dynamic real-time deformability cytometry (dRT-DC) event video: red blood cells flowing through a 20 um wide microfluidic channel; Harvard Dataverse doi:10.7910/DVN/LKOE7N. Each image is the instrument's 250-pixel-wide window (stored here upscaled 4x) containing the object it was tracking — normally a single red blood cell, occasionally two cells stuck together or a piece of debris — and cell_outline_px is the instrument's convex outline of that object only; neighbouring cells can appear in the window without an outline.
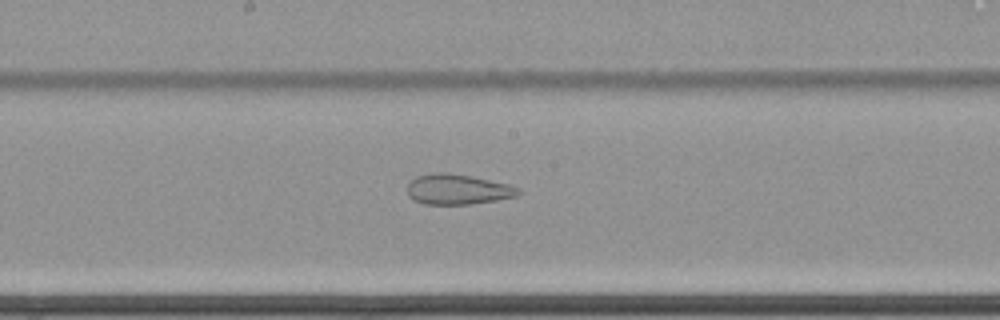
{"species": "common noctule bat (a hibernating species)", "species_latin": "Nyctalus noctula", "temperature_condition": "cold", "stored_images_in_passage": 52, "camera_frame_rate_fps": 3000, "um_per_image_px": 0.085, "animal": {"sex": "female", "body_mass_g": 22.7, "forearm_length_mm": 54.2}, "frame": {"image": 1, "passage_image": 25, "time_ms": 8.0, "image_size_px": [1000, 320], "cell_outline_px": [[520, 192], [516, 196], [496, 200], [472, 204], [424, 204], [412, 200], [408, 196], [408, 184], [416, 176], [436, 172], [448, 172], [472, 176], [508, 184], [520, 188]], "centroid_in_image_um": [38.88, 16.09], "position_along_channel_um": 209.3, "area_um2": 19.65}}
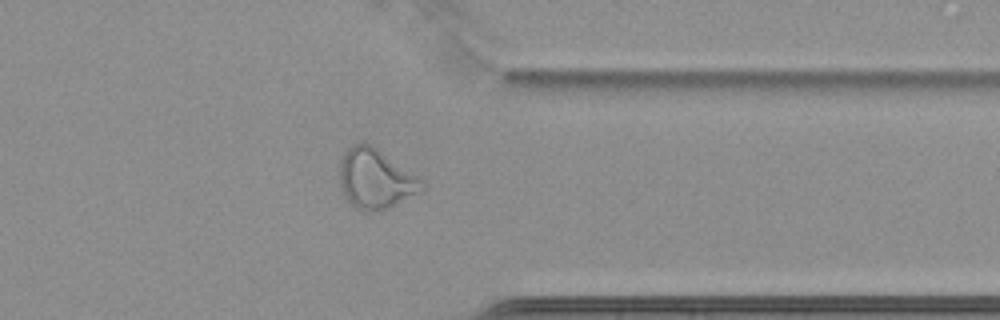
{"frame": {"image": 2, "passage_image": 40, "time_ms": 13.0, "image_size_px": [1000, 320], "cell_outline_px": [[424, 188], [420, 192], [380, 212], [368, 212], [356, 208], [344, 196], [340, 184], [340, 160], [344, 152], [352, 144], [368, 144], [376, 148], [416, 176], [420, 180]], "centroid_in_image_um": [31.87, 15.24], "position_along_channel_um": 379.5, "area_um2": 28.03}}
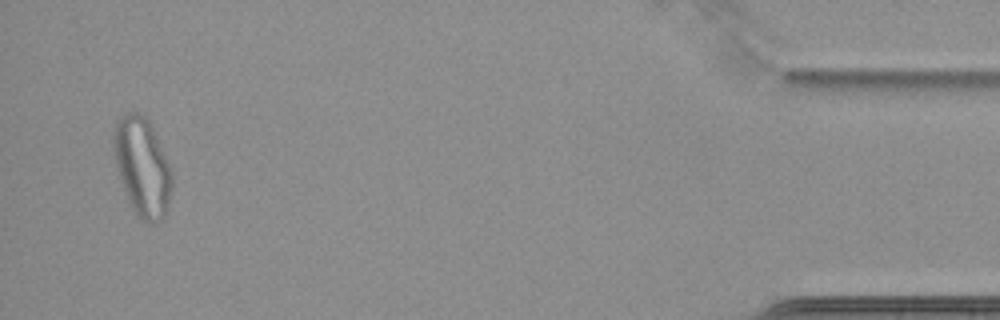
{"frame": {"image": 3, "passage_image": 50, "time_ms": 16.333, "image_size_px": [1000, 320], "cell_outline_px": [[172, 188], [164, 216], [160, 220], [148, 224], [140, 220], [136, 216], [128, 204], [116, 164], [112, 140], [112, 132], [120, 116], [124, 112], [140, 112], [148, 116], [172, 172]], "centroid_in_image_um": [12.07, 14.16], "position_along_channel_um": 423.1, "area_um2": 33.87}, "authors_computed_cell_mechanics": {"area_um2": 27.2816, "velocity_mm_per_s": 3.4585, "shape_relaxation_time_tau1_ms": null, "shape_relaxation_time_tau2_ms": 2.0042, "deformation_change_tau1": null, "deformation_change_tau2": 0.0911}}